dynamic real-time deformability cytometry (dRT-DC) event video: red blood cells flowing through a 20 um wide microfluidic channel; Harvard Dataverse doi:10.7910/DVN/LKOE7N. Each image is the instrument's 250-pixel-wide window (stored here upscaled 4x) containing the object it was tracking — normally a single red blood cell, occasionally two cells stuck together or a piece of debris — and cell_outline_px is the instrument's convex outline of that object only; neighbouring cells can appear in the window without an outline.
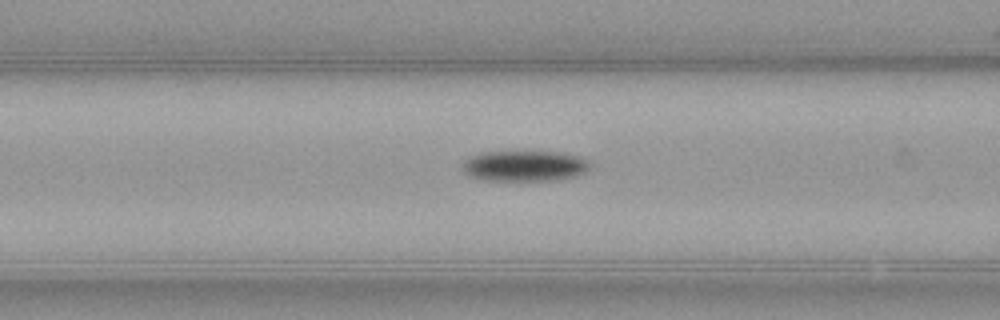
{"species": "common noctule bat (a hibernating species)", "species_latin": "Nyctalus noctula", "temperature_condition": "warm", "stored_images_in_passage": 28, "camera_frame_rate_fps": 3000, "um_per_image_px": 0.085, "animal": {"sex": "female", "body_mass_g": 21.9}, "frame": {"image": 1, "passage_image": 8, "time_ms": 2.333, "image_size_px": [1000, 320], "cell_outline_px": [[592, 164], [584, 172], [572, 176], [552, 180], [484, 180], [468, 176], [460, 168], [464, 160], [468, 156], [480, 152], [564, 152], [580, 156], [588, 160]], "centroid_in_image_um": [44.53, 14.09], "position_along_channel_um": 122.1, "area_um2": 22.95}}
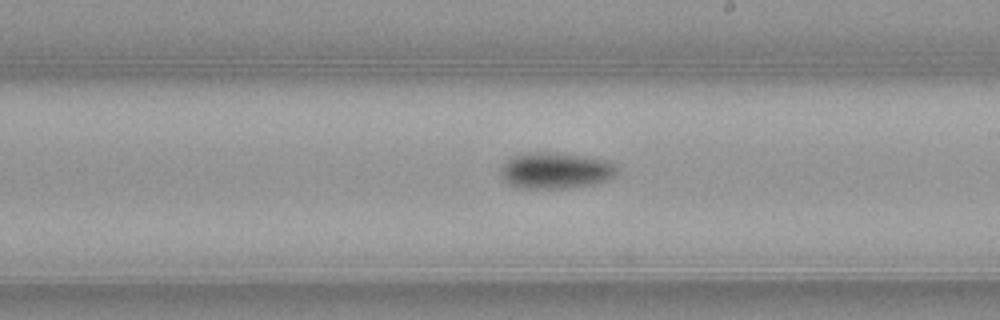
{"frame": {"image": 2, "passage_image": 17, "time_ms": 5.333, "image_size_px": [1000, 320], "cell_outline_px": [[616, 172], [608, 180], [592, 184], [564, 188], [516, 188], [508, 184], [504, 180], [500, 172], [500, 168], [512, 156], [524, 152], [564, 152], [592, 156], [612, 160], [616, 164]], "centroid_in_image_um": [47.24, 14.46], "position_along_channel_um": 241.8, "area_um2": 25.14}}
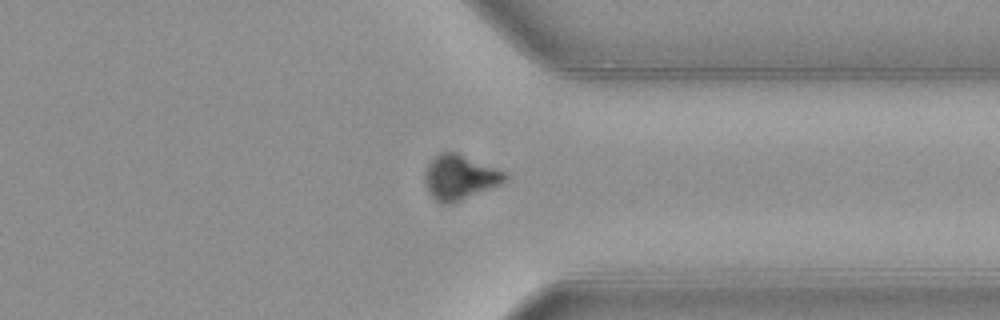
{"frame": {"image": 3, "passage_image": 27, "time_ms": 8.667, "image_size_px": [1000, 320], "cell_outline_px": [[508, 176], [500, 184], [452, 204], [440, 204], [428, 192], [424, 180], [424, 172], [428, 164], [440, 152], [456, 152], [508, 172]], "centroid_in_image_um": [39.07, 15.07], "position_along_channel_um": 372.3, "area_um2": 20.92}}